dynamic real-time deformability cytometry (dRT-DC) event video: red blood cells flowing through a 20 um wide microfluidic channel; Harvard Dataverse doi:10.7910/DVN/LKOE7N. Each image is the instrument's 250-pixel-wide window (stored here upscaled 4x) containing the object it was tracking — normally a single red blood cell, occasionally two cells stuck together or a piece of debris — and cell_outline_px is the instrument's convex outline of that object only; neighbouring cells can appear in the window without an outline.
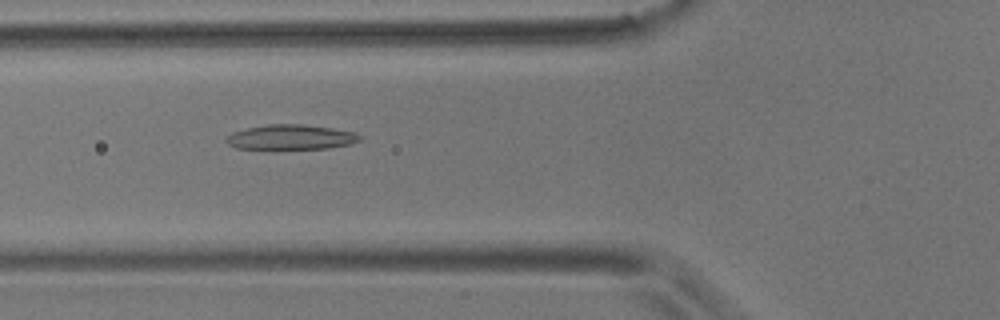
{"species": "common noctule bat (a hibernating species)", "species_latin": "Nyctalus noctula", "temperature_condition": "room temperature", "stored_images_in_passage": 54, "camera_frame_rate_fps": 3000, "um_per_image_px": 0.085, "animal": {"sex": "male", "body_mass_g": 17.9}, "frame": {"image": 1, "passage_image": 20, "time_ms": 6.333, "image_size_px": [1000, 320], "cell_outline_px": [[360, 140], [348, 144], [328, 148], [272, 152], [236, 148], [228, 144], [224, 140], [232, 132], [248, 128], [268, 124], [300, 124], [332, 128], [356, 132], [360, 136]], "centroid_in_image_um": [24.64, 11.71], "position_along_channel_um": 101.2, "area_um2": 20.35}}
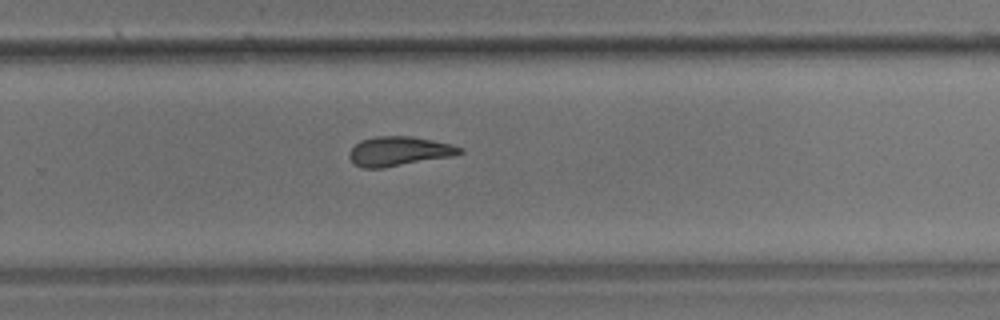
{"frame": {"image": 2, "passage_image": 36, "time_ms": 11.667, "image_size_px": [1000, 320], "cell_outline_px": [[464, 152], [452, 156], [384, 168], [364, 168], [356, 164], [348, 156], [348, 152], [360, 140], [376, 136], [412, 136], [452, 144], [464, 148]], "centroid_in_image_um": [33.93, 12.85], "position_along_channel_um": 295.9, "area_um2": 18.96}}
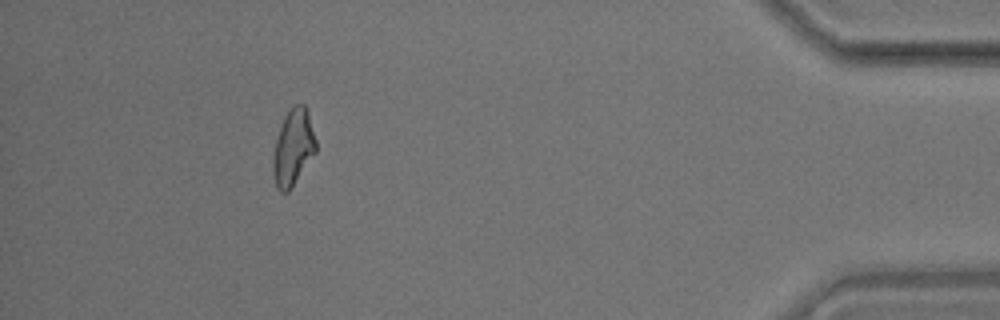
{"frame": {"image": 3, "passage_image": 50, "time_ms": 16.333, "image_size_px": [1000, 320], "cell_outline_px": [[316, 152], [288, 192], [280, 192], [276, 188], [272, 172], [272, 160], [276, 140], [284, 116], [288, 108], [292, 104], [304, 104], [308, 112], [316, 140]], "centroid_in_image_um": [24.9, 12.52], "position_along_channel_um": 410.3, "area_um2": 19.13}, "authors_computed_cell_mechanics": {"area_um2": 19.1318, "velocity_mm_per_s": 3.6571, "shape_relaxation_time_tau1_ms": null, "shape_relaxation_time_tau2_ms": 4.0427, "deformation_change_tau1": null, "deformation_change_tau2": 0.137}}